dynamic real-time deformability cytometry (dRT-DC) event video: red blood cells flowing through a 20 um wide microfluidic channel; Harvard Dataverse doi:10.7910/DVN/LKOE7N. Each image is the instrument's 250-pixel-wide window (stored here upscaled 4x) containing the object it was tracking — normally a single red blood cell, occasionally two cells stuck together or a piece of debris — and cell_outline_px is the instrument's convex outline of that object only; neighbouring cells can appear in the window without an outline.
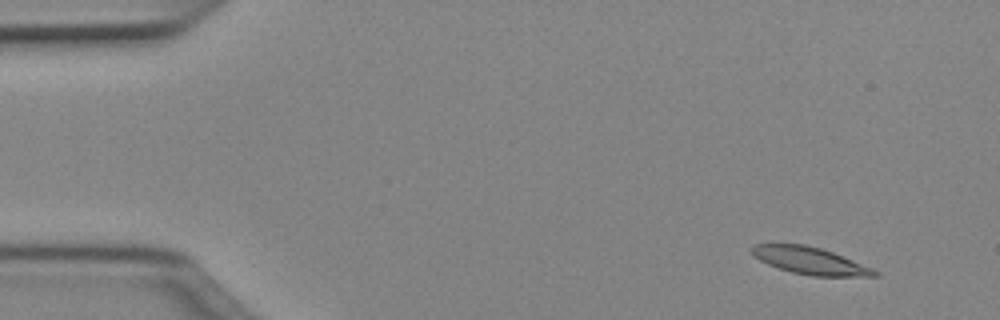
{"species": "Egyptian fruit bat (a non-hibernating species)", "species_latin": "Rousettus aegyptiacus", "temperature_condition": "cold", "stored_images_in_passage": 51, "camera_frame_rate_fps": 3000, "um_per_image_px": 0.085, "animal": {"sex": "female"}, "frame": {"image": 1, "passage_image": 5, "time_ms": 1.333, "image_size_px": [1000, 320], "cell_outline_px": [[880, 276], [812, 276], [792, 272], [768, 264], [752, 256], [752, 248], [756, 244], [804, 244], [820, 248], [832, 252], [872, 268], [880, 272]], "centroid_in_image_um": [68.87, 22.16], "position_along_channel_um": 16.1, "area_um2": 19.13}}
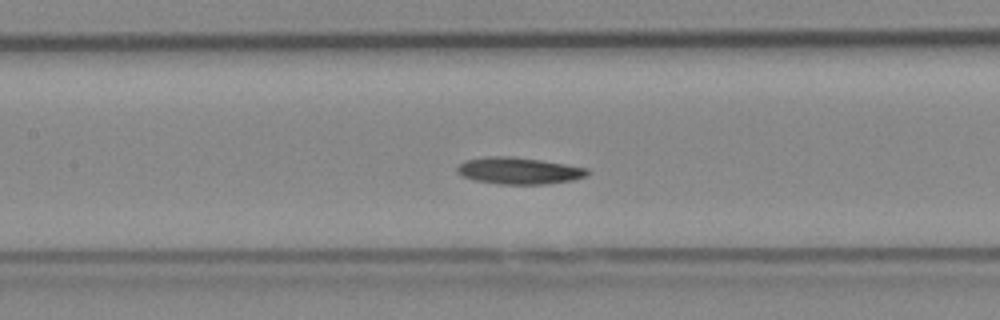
{"frame": {"image": 2, "passage_image": 24, "time_ms": 7.667, "image_size_px": [1000, 320], "cell_outline_px": [[592, 172], [588, 176], [572, 180], [544, 184], [500, 184], [476, 180], [460, 176], [456, 172], [456, 168], [464, 160], [488, 156], [512, 156], [540, 160], [588, 168]], "centroid_in_image_um": [44.1, 14.51], "position_along_channel_um": 163.3, "area_um2": 20.4}}
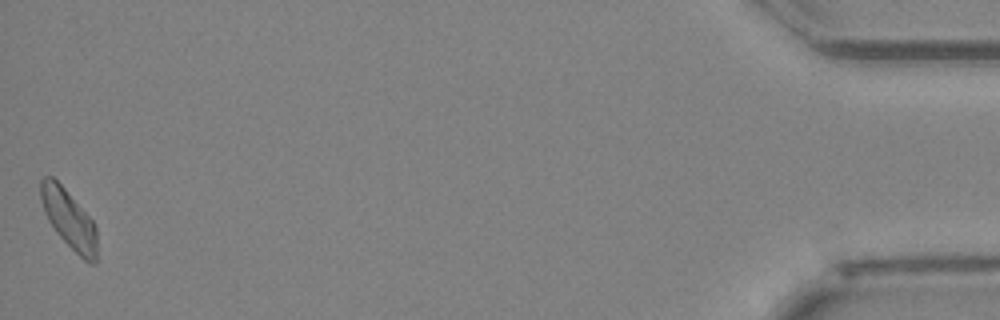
{"frame": {"image": 3, "passage_image": 51, "time_ms": 16.667, "image_size_px": [1000, 320], "cell_outline_px": [[96, 264], [88, 264], [56, 232], [48, 220], [44, 212], [40, 200], [40, 180], [44, 176], [52, 176], [64, 188], [92, 220], [96, 228]], "centroid_in_image_um": [5.84, 18.62], "position_along_channel_um": 429.4, "area_um2": 19.02}, "authors_computed_cell_mechanics": {"area_um2": 19.5942, "velocity_mm_per_s": 4.005, "shape_relaxation_time_tau1_ms": 7.3583, "shape_relaxation_time_tau2_ms": null, "deformation_change_tau1": 0.1656, "deformation_change_tau2": null}}